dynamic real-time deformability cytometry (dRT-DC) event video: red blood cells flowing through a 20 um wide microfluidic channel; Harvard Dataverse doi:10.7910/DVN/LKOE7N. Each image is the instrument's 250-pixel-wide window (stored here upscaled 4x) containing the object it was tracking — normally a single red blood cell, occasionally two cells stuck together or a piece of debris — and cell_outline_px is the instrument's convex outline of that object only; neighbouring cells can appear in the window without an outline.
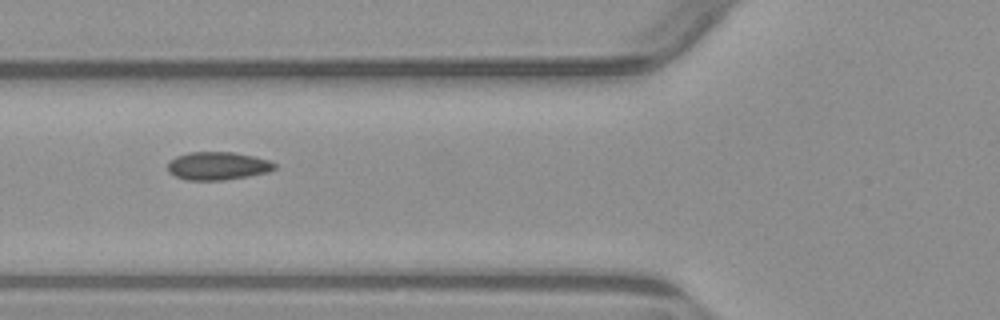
{"species": "common noctule bat (a hibernating species)", "species_latin": "Nyctalus noctula", "temperature_condition": "warm", "stored_images_in_passage": 8, "camera_frame_rate_fps": 3000, "um_per_image_px": 0.085, "animal": {"sex": "male", "body_mass_g": 23.1, "forearm_length_mm": 52.7}, "frame": {"image": 1, "passage_image": 6, "time_ms": 6.667, "image_size_px": [1000, 320], "cell_outline_px": [[276, 168], [268, 172], [248, 176], [224, 180], [188, 180], [176, 176], [168, 172], [168, 164], [176, 156], [188, 152], [236, 152], [268, 160], [276, 164]], "centroid_in_image_um": [18.51, 14.1], "position_along_channel_um": 107.3, "area_um2": 17.4}}
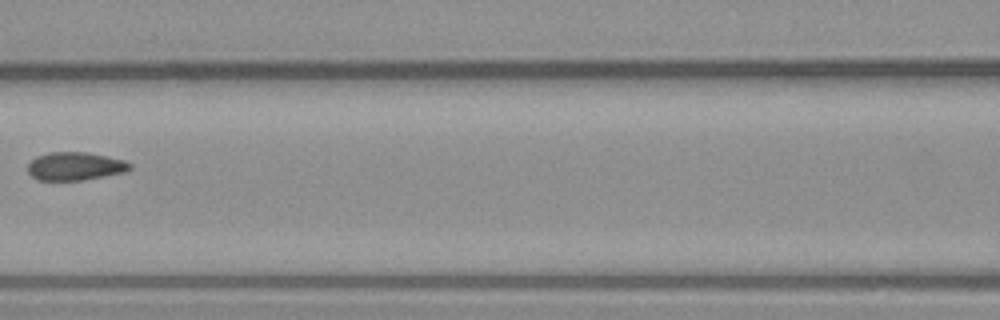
{"frame": {"image": 2, "passage_image": 7, "time_ms": 8.0, "image_size_px": [1000, 320], "cell_outline_px": [[132, 168], [124, 172], [84, 180], [36, 180], [28, 172], [28, 164], [36, 156], [48, 152], [88, 152], [108, 156], [124, 160], [132, 164]], "centroid_in_image_um": [6.39, 14.12], "position_along_channel_um": 160.2, "area_um2": 16.88}}
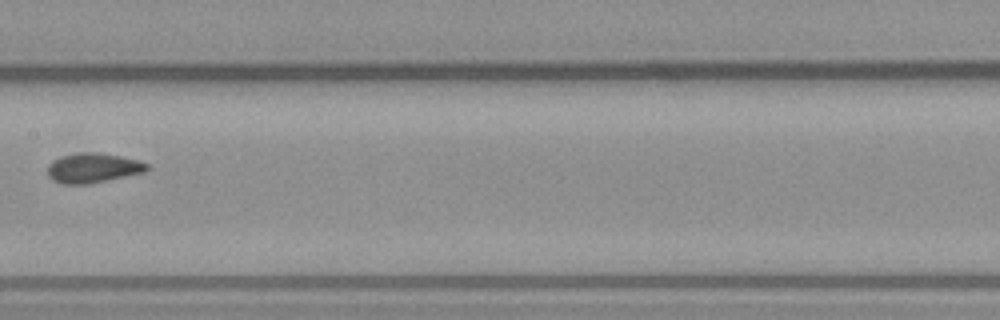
{"frame": {"image": 3, "passage_image": 8, "time_ms": 9.0, "image_size_px": [1000, 320], "cell_outline_px": [[148, 168], [144, 172], [88, 184], [60, 184], [52, 180], [48, 176], [48, 164], [52, 160], [60, 156], [76, 152], [100, 152], [120, 156], [136, 160], [148, 164]], "centroid_in_image_um": [7.84, 14.27], "position_along_channel_um": 199.6, "area_um2": 17.28}}